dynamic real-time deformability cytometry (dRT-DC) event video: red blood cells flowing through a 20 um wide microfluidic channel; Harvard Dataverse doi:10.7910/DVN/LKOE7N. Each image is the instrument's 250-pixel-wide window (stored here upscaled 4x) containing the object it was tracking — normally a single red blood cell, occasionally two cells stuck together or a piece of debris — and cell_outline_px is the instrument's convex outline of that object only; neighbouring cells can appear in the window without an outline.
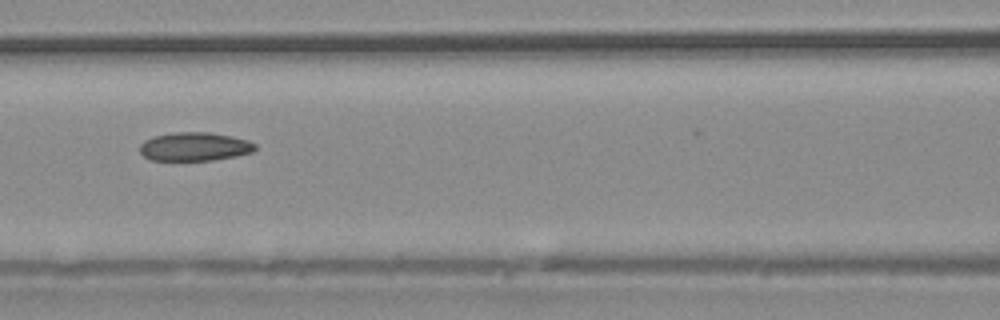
{"species": "common noctule bat (a hibernating species)", "species_latin": "Nyctalus noctula", "temperature_condition": "warm", "stored_images_in_passage": 40, "camera_frame_rate_fps": 3000, "um_per_image_px": 0.085, "animal": {"sex": "male", "body_mass_g": 20.4}, "frame": {"image": 1, "passage_image": 18, "time_ms": 5.667, "image_size_px": [1000, 320], "cell_outline_px": [[256, 148], [252, 152], [236, 156], [212, 160], [152, 160], [144, 156], [140, 152], [140, 144], [144, 140], [152, 136], [176, 132], [212, 132], [232, 136], [248, 140], [256, 144]], "centroid_in_image_um": [16.54, 12.45], "position_along_channel_um": 150.1, "area_um2": 19.31}}